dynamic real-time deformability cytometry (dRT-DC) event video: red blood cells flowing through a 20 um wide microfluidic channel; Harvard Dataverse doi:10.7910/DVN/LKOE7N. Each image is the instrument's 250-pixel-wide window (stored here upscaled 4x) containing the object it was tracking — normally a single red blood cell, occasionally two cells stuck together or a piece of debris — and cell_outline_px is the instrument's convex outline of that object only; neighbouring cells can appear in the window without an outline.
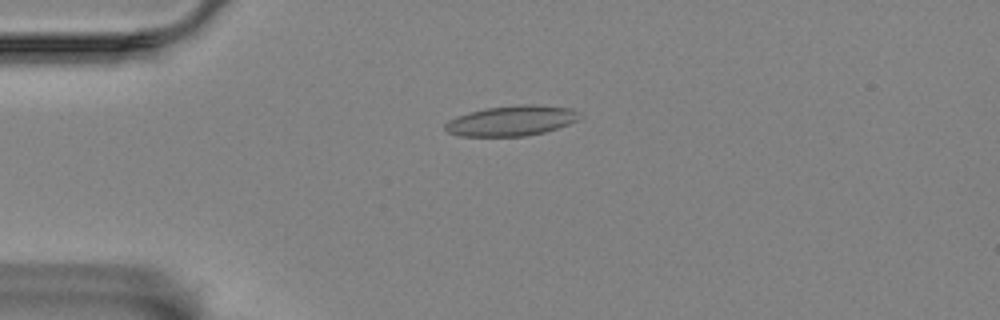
{"species": "Egyptian fruit bat (a non-hibernating species)", "species_latin": "Rousettus aegyptiacus", "temperature_condition": "room temperature", "stored_images_in_passage": 56, "camera_frame_rate_fps": 3000, "um_per_image_px": 0.085, "animal": {"sex": "female"}, "frame": {"image": 1, "passage_image": 14, "time_ms": 4.333, "image_size_px": [1000, 320], "cell_outline_px": [[584, 116], [568, 124], [544, 132], [524, 136], [460, 136], [448, 132], [444, 128], [444, 124], [448, 120], [472, 112], [488, 108], [520, 104], [536, 104], [572, 108]], "centroid_in_image_um": [43.52, 10.26], "position_along_channel_um": 41.5, "area_um2": 23.52}}
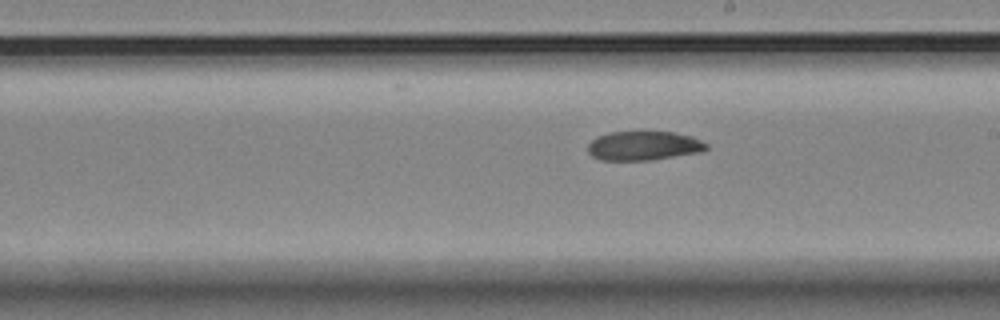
{"frame": {"image": 2, "passage_image": 33, "time_ms": 10.667, "image_size_px": [1000, 320], "cell_outline_px": [[708, 148], [700, 152], [652, 160], [600, 160], [592, 156], [588, 152], [588, 144], [596, 136], [608, 132], [672, 132], [692, 136], [708, 144]], "centroid_in_image_um": [54.69, 12.39], "position_along_channel_um": 234.3, "area_um2": 20.17}}
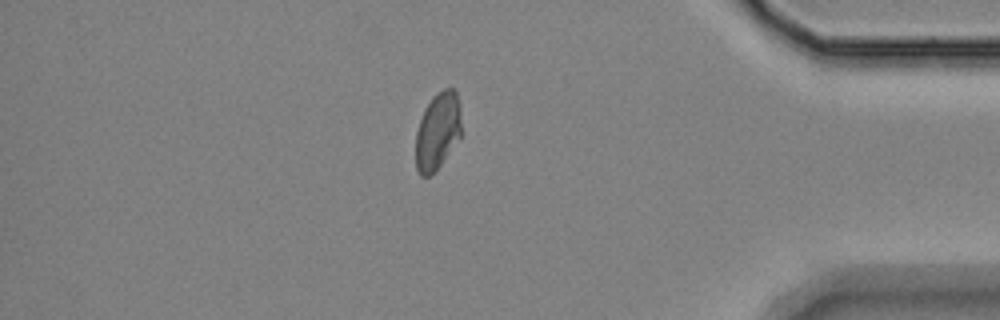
{"frame": {"image": 3, "passage_image": 50, "time_ms": 16.333, "image_size_px": [1000, 320], "cell_outline_px": [[460, 136], [440, 164], [428, 176], [420, 176], [416, 168], [416, 132], [424, 108], [432, 96], [436, 92], [444, 88], [452, 88], [456, 92], [460, 104]], "centroid_in_image_um": [37.18, 11.09], "position_along_channel_um": 398.0, "area_um2": 20.29}}